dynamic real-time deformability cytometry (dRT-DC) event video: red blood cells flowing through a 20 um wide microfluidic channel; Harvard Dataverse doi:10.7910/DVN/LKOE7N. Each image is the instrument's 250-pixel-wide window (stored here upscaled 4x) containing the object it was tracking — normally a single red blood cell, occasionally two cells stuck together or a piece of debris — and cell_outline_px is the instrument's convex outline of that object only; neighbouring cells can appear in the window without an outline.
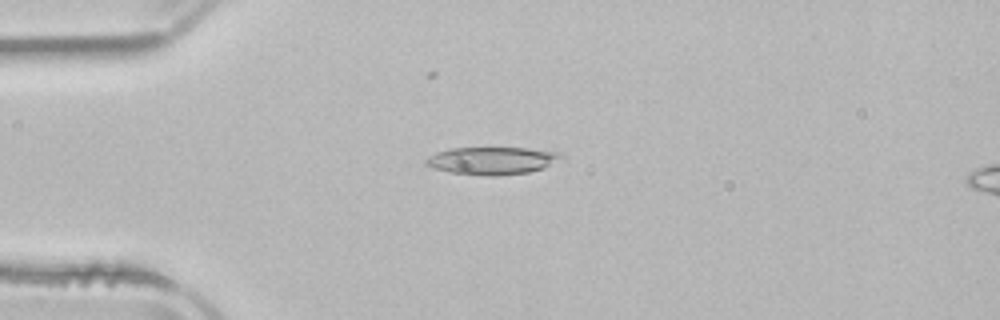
{"species": "common noctule bat (a hibernating species)", "species_latin": "Nyctalus noctula", "temperature_condition": "room temperature", "stored_images_in_passage": 53, "camera_frame_rate_fps": 3000, "um_per_image_px": 0.085, "animal": {"sex": "male", "body_mass_g": 21.5, "forearm_length_mm": 52.0}, "frame": {"image": 1, "passage_image": 13, "time_ms": 4.0, "image_size_px": [1000, 320], "cell_outline_px": [[564, 156], [544, 168], [528, 172], [492, 176], [448, 172], [424, 164], [424, 160], [428, 156], [436, 152], [452, 148], [528, 148], [560, 152]], "centroid_in_image_um": [41.81, 13.64], "position_along_channel_um": 43.2, "area_um2": 21.56}}
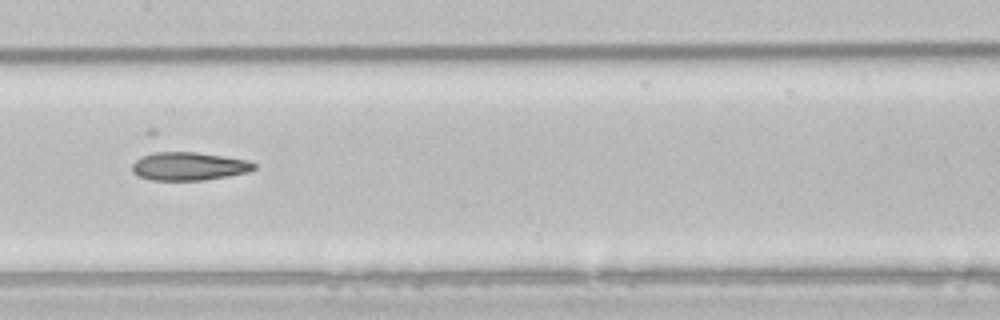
{"frame": {"image": 2, "passage_image": 26, "time_ms": 8.333, "image_size_px": [1000, 320], "cell_outline_px": [[256, 168], [248, 172], [228, 176], [204, 180], [152, 180], [140, 176], [132, 172], [132, 164], [140, 156], [156, 152], [196, 152], [248, 160], [256, 164]], "centroid_in_image_um": [16.05, 14.13], "position_along_channel_um": 191.3, "area_um2": 20.0}}
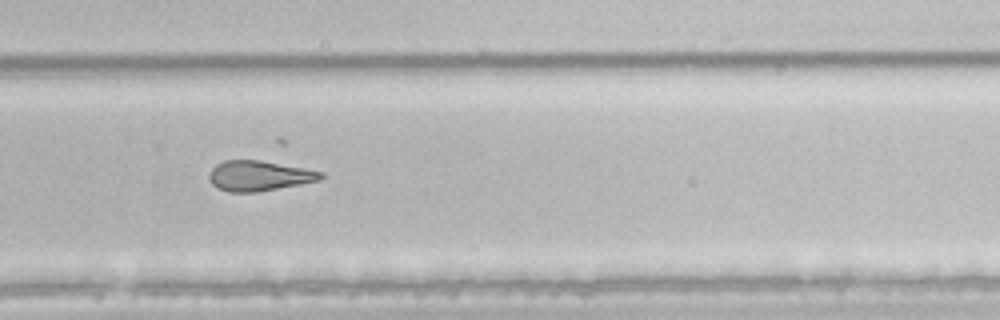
{"frame": {"image": 3, "passage_image": 35, "time_ms": 11.333, "image_size_px": [1000, 320], "cell_outline_px": [[324, 176], [320, 180], [300, 184], [256, 192], [228, 192], [212, 184], [208, 180], [208, 176], [212, 168], [216, 164], [224, 160], [260, 160], [304, 168], [324, 172]], "centroid_in_image_um": [22.01, 14.94], "position_along_channel_um": 307.8, "area_um2": 19.59}, "authors_computed_cell_mechanics": {"area_um2": 21.3282, "velocity_mm_per_s": 3.9086, "shape_relaxation_time_tau1_ms": 5.4237, "shape_relaxation_time_tau2_ms": 7.5526, "deformation_change_tau1": 0.1814, "deformation_change_tau2": 0.2007}}